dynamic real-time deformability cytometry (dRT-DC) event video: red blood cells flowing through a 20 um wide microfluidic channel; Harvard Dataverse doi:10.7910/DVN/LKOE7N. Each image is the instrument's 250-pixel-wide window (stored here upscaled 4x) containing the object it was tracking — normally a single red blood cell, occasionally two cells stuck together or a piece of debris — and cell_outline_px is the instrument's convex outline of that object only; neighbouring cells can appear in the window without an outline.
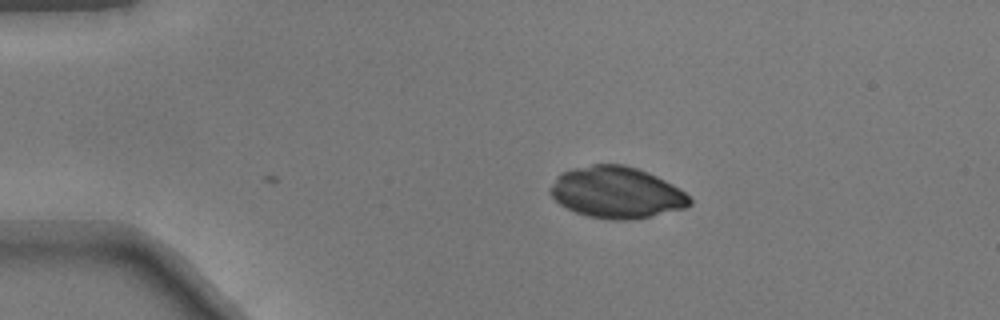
{"species": "common noctule bat (a hibernating species)", "species_latin": "Nyctalus noctula", "temperature_condition": "warm", "stored_images_in_passage": 5, "camera_frame_rate_fps": 3000, "um_per_image_px": 0.085, "animal": {"sex": "male", "body_mass_g": 17.9}, "frame": {"image": 1, "passage_image": 5, "time_ms": 1.333, "image_size_px": [1000, 320], "cell_outline_px": [[692, 204], [684, 208], [652, 216], [624, 220], [616, 220], [588, 216], [576, 212], [560, 204], [548, 192], [548, 188], [556, 176], [560, 172], [572, 168], [592, 164], [624, 164], [648, 172], [672, 184], [684, 192], [692, 200]], "centroid_in_image_um": [52.37, 16.34], "position_along_channel_um": 32.6, "area_um2": 41.79}}